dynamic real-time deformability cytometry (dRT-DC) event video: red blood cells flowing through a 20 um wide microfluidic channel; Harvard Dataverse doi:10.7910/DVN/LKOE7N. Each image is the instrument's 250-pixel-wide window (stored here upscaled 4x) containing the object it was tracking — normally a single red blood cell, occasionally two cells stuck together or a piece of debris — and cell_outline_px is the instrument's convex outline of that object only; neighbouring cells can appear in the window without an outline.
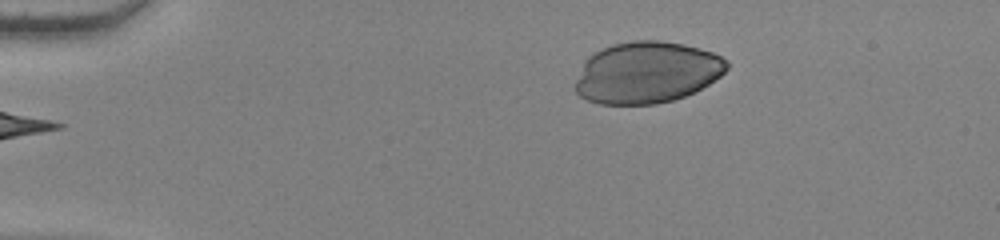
{"species": "human", "species_latin": "Homo sapiens", "temperature_condition": "warm", "stored_images_in_passage": 45, "camera_frame_rate_fps": 3000, "um_per_image_px": 0.085, "donor": {"sex": "female"}, "frame": {"image": 1, "passage_image": 1, "time_ms": 0.0, "image_size_px": [1000, 240], "cell_outline_px": [[728, 68], [720, 76], [708, 84], [684, 96], [672, 100], [656, 104], [600, 104], [588, 100], [580, 96], [576, 92], [576, 80], [588, 56], [612, 44], [636, 40], [660, 40], [684, 44], [712, 52], [728, 60]], "centroid_in_image_um": [54.99, 6.15], "position_along_channel_um": 30.0, "area_um2": 54.04}}
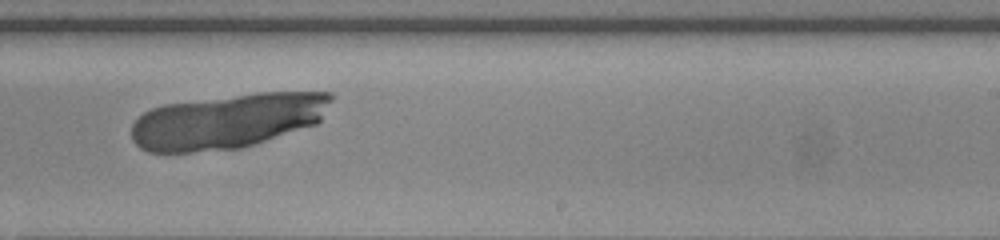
{"frame": {"image": 2, "passage_image": 26, "time_ms": 8.333, "image_size_px": [1000, 240], "cell_outline_px": [[332, 100], [320, 120], [316, 124], [256, 144], [240, 148], [192, 152], [148, 152], [140, 148], [132, 140], [132, 124], [144, 112], [152, 108], [164, 104], [260, 92], [332, 92]], "centroid_in_image_um": [19.33, 10.29], "position_along_channel_um": 269.7, "area_um2": 63.75}}